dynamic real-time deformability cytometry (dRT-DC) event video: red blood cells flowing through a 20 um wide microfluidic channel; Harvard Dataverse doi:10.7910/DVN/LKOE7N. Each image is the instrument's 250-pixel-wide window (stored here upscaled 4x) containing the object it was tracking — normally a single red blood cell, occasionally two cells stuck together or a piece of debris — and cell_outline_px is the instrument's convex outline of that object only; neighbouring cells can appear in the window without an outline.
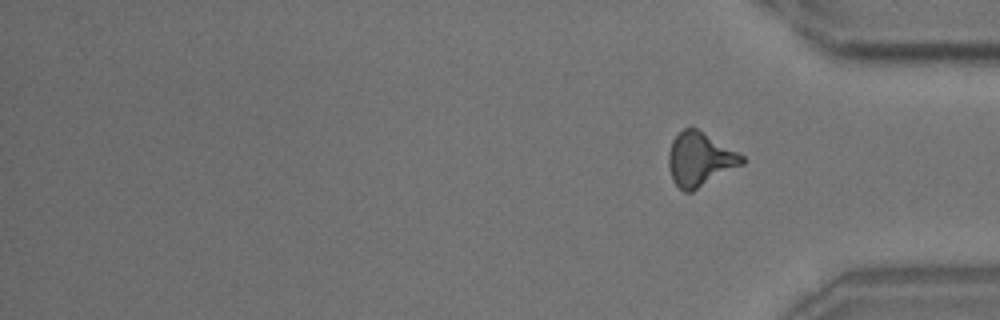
{"species": "common noctule bat (a hibernating species)", "species_latin": "Nyctalus noctula", "temperature_condition": "room temperature", "stored_images_in_passage": 15, "segment_of_instrument_passage": [2, 2], "camera_frame_rate_fps": 3000, "um_per_image_px": 0.085, "animal": {"sex": "male", "body_mass_g": 18.8}, "frame": {"image": 1, "passage_image": 15, "time_ms": 17.667, "image_size_px": [1000, 320], "cell_outline_px": [[744, 164], [692, 192], [684, 192], [672, 180], [668, 164], [668, 152], [672, 140], [684, 128], [696, 128], [744, 156]], "centroid_in_image_um": [59.47, 13.56], "position_along_channel_um": 375.7, "area_um2": 22.89}}